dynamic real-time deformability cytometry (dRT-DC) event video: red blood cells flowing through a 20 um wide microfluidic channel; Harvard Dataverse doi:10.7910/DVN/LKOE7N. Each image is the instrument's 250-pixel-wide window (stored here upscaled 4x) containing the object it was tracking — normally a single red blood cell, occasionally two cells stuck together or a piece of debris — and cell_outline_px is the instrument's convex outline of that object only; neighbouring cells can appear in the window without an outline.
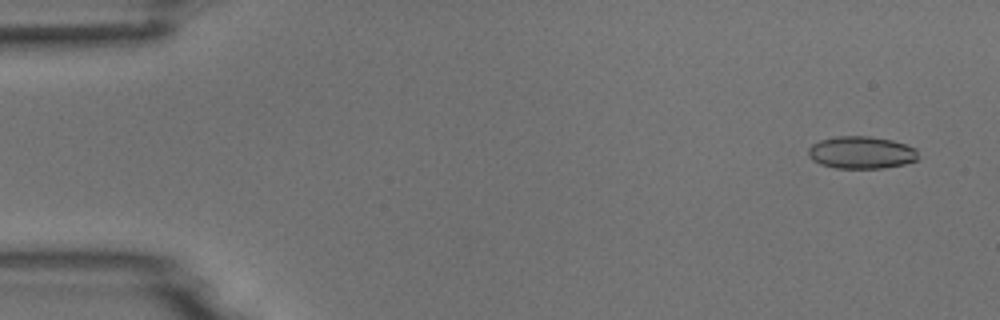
{"species": "common noctule bat (a hibernating species)", "species_latin": "Nyctalus noctula", "temperature_condition": "room temperature", "stored_images_in_passage": 53, "camera_frame_rate_fps": 3000, "um_per_image_px": 0.085, "animal": {"sex": "male", "body_mass_g": 18.8}, "frame": {"image": 1, "passage_image": 3, "time_ms": 0.667, "image_size_px": [1000, 320], "cell_outline_px": [[916, 160], [904, 164], [880, 168], [836, 168], [820, 164], [812, 160], [808, 156], [808, 148], [812, 144], [820, 140], [836, 136], [868, 136], [892, 140], [916, 148]], "centroid_in_image_um": [73.16, 12.96], "position_along_channel_um": 11.8, "area_um2": 20.63}}
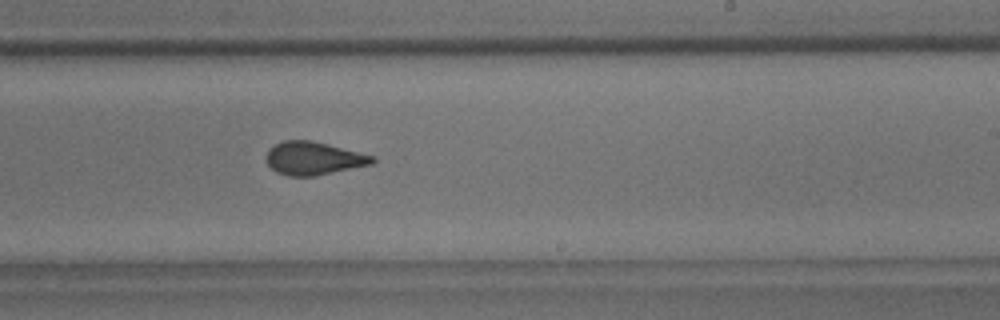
{"frame": {"image": 2, "passage_image": 32, "time_ms": 10.333, "image_size_px": [1000, 320], "cell_outline_px": [[376, 160], [372, 164], [312, 176], [288, 176], [276, 172], [264, 160], [268, 148], [284, 140], [312, 140], [376, 156]], "centroid_in_image_um": [26.63, 13.45], "position_along_channel_um": 262.4, "area_um2": 20.52}}
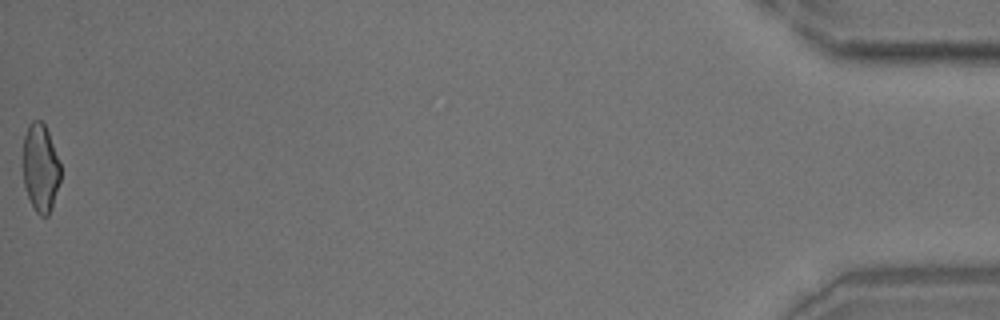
{"frame": {"image": 3, "passage_image": 53, "time_ms": 17.333, "image_size_px": [1000, 320], "cell_outline_px": [[60, 180], [52, 208], [48, 216], [40, 216], [36, 212], [28, 196], [24, 184], [24, 136], [28, 124], [32, 120], [40, 120], [44, 124], [48, 132], [60, 164]], "centroid_in_image_um": [3.45, 14.27], "position_along_channel_um": 431.8, "area_um2": 19.02}}